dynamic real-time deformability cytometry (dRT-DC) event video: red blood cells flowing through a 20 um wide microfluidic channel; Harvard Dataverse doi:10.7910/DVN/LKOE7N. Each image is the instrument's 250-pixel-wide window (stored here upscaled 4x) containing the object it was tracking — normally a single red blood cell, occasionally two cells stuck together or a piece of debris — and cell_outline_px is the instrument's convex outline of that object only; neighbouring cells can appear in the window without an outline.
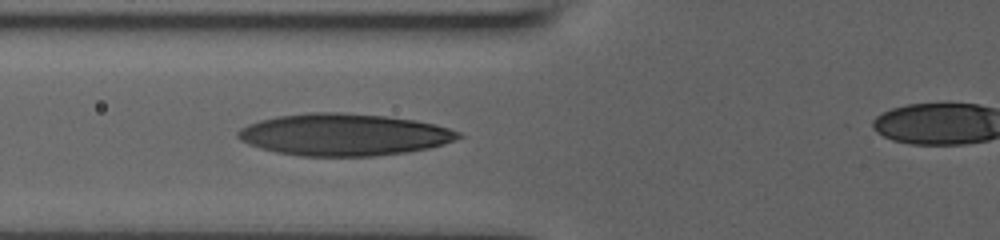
{"species": "human", "species_latin": "Homo sapiens", "temperature_condition": "room temperature", "stored_images_in_passage": 19, "camera_frame_rate_fps": 3000, "um_per_image_px": 0.085, "donor": {"sex": "male"}, "frame": {"image": 1, "passage_image": 4, "time_ms": 1.667, "image_size_px": [1000, 240], "cell_outline_px": [[464, 136], [444, 144], [428, 148], [404, 152], [372, 156], [300, 156], [276, 152], [260, 148], [248, 144], [240, 140], [236, 136], [236, 132], [240, 128], [248, 124], [260, 120], [276, 116], [308, 112], [340, 112], [388, 116], [416, 120], [448, 128], [460, 132]], "centroid_in_image_um": [29.19, 11.44], "position_along_channel_um": 96.6, "area_um2": 54.04}}
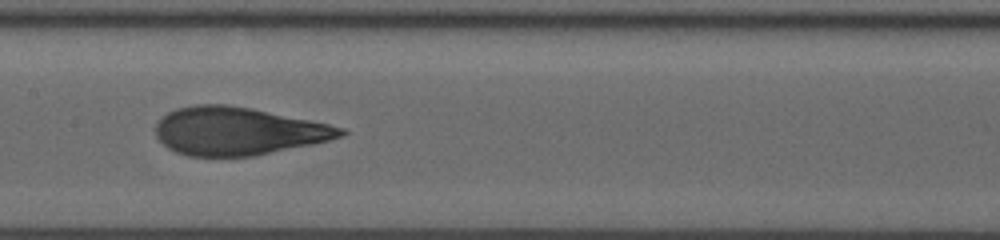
{"frame": {"image": 2, "passage_image": 9, "time_ms": 4.0, "image_size_px": [1000, 240], "cell_outline_px": [[348, 132], [340, 136], [328, 140], [312, 144], [252, 156], [188, 156], [176, 152], [168, 148], [156, 136], [156, 124], [168, 112], [176, 108], [196, 104], [228, 104], [252, 108], [328, 124], [344, 128]], "centroid_in_image_um": [20.19, 11.14], "position_along_channel_um": 187.2, "area_um2": 51.27}}
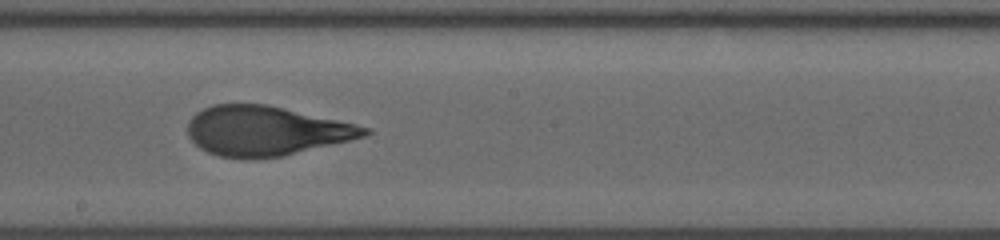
{"frame": {"image": 3, "passage_image": 11, "time_ms": 5.0, "image_size_px": [1000, 240], "cell_outline_px": [[372, 132], [364, 136], [348, 140], [280, 156], [252, 160], [248, 160], [220, 156], [208, 152], [200, 148], [188, 136], [188, 120], [196, 112], [212, 104], [268, 104], [356, 124], [372, 128]], "centroid_in_image_um": [22.56, 11.12], "position_along_channel_um": 225.6, "area_um2": 50.98}}